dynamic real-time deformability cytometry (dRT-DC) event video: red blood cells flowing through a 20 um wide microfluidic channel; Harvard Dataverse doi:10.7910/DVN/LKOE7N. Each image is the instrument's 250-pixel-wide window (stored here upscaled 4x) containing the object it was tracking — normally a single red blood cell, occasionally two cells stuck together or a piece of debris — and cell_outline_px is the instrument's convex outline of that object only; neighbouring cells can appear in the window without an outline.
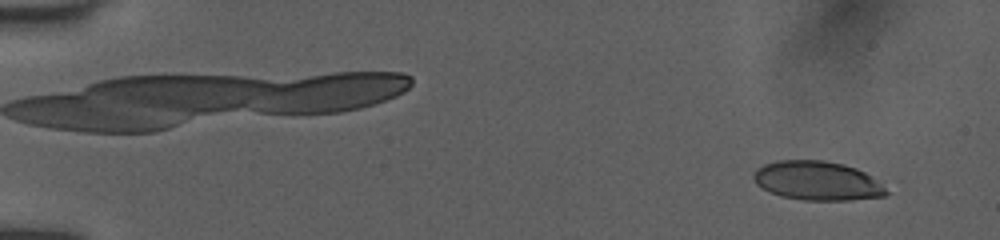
{"species": "human", "species_latin": "Homo sapiens", "temperature_condition": "room temperature", "stored_images_in_passage": 52, "camera_frame_rate_fps": 3000, "um_per_image_px": 0.085, "donor": {"sex": "female"}, "frame": {"image": 1, "passage_image": 4, "time_ms": 1.0, "image_size_px": [1000, 240], "cell_outline_px": [[888, 192], [884, 196], [852, 200], [804, 200], [780, 196], [756, 184], [752, 176], [756, 168], [764, 164], [776, 160], [824, 160], [844, 164], [856, 168], [872, 176]], "centroid_in_image_um": [69.44, 15.35], "position_along_channel_um": 15.6, "area_um2": 30.17}}
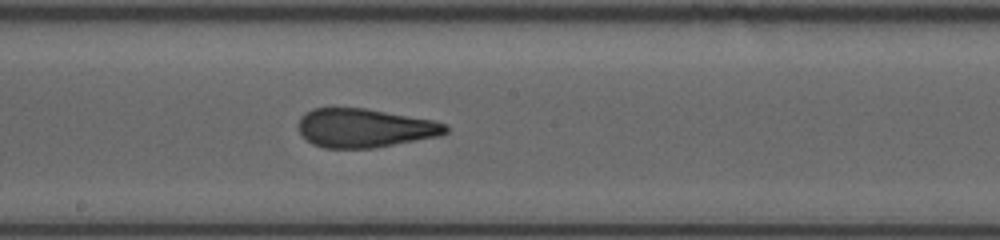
{"frame": {"image": 2, "passage_image": 30, "time_ms": 9.667, "image_size_px": [1000, 240], "cell_outline_px": [[448, 132], [440, 136], [376, 148], [324, 148], [312, 144], [296, 128], [296, 124], [300, 116], [304, 112], [312, 108], [368, 108], [432, 120], [448, 124]], "centroid_in_image_um": [30.98, 10.88], "position_along_channel_um": 217.2, "area_um2": 33.76}}
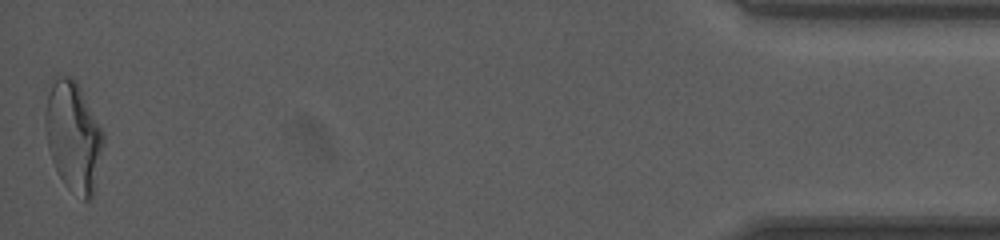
{"frame": {"image": 3, "passage_image": 52, "time_ms": 17.0, "image_size_px": [1000, 240], "cell_outline_px": [[104, 144], [92, 196], [88, 200], [84, 200], [68, 188], [64, 184], [52, 160], [48, 148], [44, 128], [44, 116], [48, 92], [52, 76], [56, 72], [68, 76], [76, 80], [104, 132]], "centroid_in_image_um": [6.21, 11.52], "position_along_channel_um": 429.0, "area_um2": 37.45}, "authors_computed_cell_mechanics": {"area_um2": 33.4951, "velocity_mm_per_s": 4.0018, "shape_relaxation_time_tau1_ms": 7.169, "shape_relaxation_time_tau2_ms": 1.1568, "deformation_change_tau1": 0.2268, "deformation_change_tau2": 0.1048}}